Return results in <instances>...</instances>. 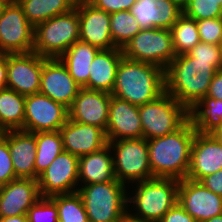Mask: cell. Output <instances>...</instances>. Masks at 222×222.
I'll return each instance as SVG.
<instances>
[{
	"label": "cell",
	"instance_id": "6da1fadb",
	"mask_svg": "<svg viewBox=\"0 0 222 222\" xmlns=\"http://www.w3.org/2000/svg\"><path fill=\"white\" fill-rule=\"evenodd\" d=\"M217 70L213 61L197 60L188 53L176 55L165 69V92L190 110L207 95Z\"/></svg>",
	"mask_w": 222,
	"mask_h": 222
},
{
	"label": "cell",
	"instance_id": "7a4b0ae2",
	"mask_svg": "<svg viewBox=\"0 0 222 222\" xmlns=\"http://www.w3.org/2000/svg\"><path fill=\"white\" fill-rule=\"evenodd\" d=\"M195 128L189 119L177 131L147 140L149 164L154 178H186L191 157Z\"/></svg>",
	"mask_w": 222,
	"mask_h": 222
},
{
	"label": "cell",
	"instance_id": "3957f363",
	"mask_svg": "<svg viewBox=\"0 0 222 222\" xmlns=\"http://www.w3.org/2000/svg\"><path fill=\"white\" fill-rule=\"evenodd\" d=\"M165 93V70L155 64L122 57L118 64L112 96L140 106Z\"/></svg>",
	"mask_w": 222,
	"mask_h": 222
},
{
	"label": "cell",
	"instance_id": "277c9868",
	"mask_svg": "<svg viewBox=\"0 0 222 222\" xmlns=\"http://www.w3.org/2000/svg\"><path fill=\"white\" fill-rule=\"evenodd\" d=\"M179 183V180L172 178H152L130 185L128 215L139 220L159 222L178 203Z\"/></svg>",
	"mask_w": 222,
	"mask_h": 222
},
{
	"label": "cell",
	"instance_id": "5b68a950",
	"mask_svg": "<svg viewBox=\"0 0 222 222\" xmlns=\"http://www.w3.org/2000/svg\"><path fill=\"white\" fill-rule=\"evenodd\" d=\"M89 222H123L128 214V187L119 181L79 185Z\"/></svg>",
	"mask_w": 222,
	"mask_h": 222
},
{
	"label": "cell",
	"instance_id": "8992f818",
	"mask_svg": "<svg viewBox=\"0 0 222 222\" xmlns=\"http://www.w3.org/2000/svg\"><path fill=\"white\" fill-rule=\"evenodd\" d=\"M79 41V16L76 8L38 24L34 31L33 51L41 57L59 58Z\"/></svg>",
	"mask_w": 222,
	"mask_h": 222
},
{
	"label": "cell",
	"instance_id": "52a82bcc",
	"mask_svg": "<svg viewBox=\"0 0 222 222\" xmlns=\"http://www.w3.org/2000/svg\"><path fill=\"white\" fill-rule=\"evenodd\" d=\"M146 140L171 134L181 128L189 119V110L167 92L156 100L138 106Z\"/></svg>",
	"mask_w": 222,
	"mask_h": 222
},
{
	"label": "cell",
	"instance_id": "ba28073f",
	"mask_svg": "<svg viewBox=\"0 0 222 222\" xmlns=\"http://www.w3.org/2000/svg\"><path fill=\"white\" fill-rule=\"evenodd\" d=\"M116 179L130 185L154 178L149 164V148L144 138L122 139L108 142Z\"/></svg>",
	"mask_w": 222,
	"mask_h": 222
},
{
	"label": "cell",
	"instance_id": "9c48e42d",
	"mask_svg": "<svg viewBox=\"0 0 222 222\" xmlns=\"http://www.w3.org/2000/svg\"><path fill=\"white\" fill-rule=\"evenodd\" d=\"M123 56L166 69L176 57L170 29H141L122 49Z\"/></svg>",
	"mask_w": 222,
	"mask_h": 222
},
{
	"label": "cell",
	"instance_id": "30bf717a",
	"mask_svg": "<svg viewBox=\"0 0 222 222\" xmlns=\"http://www.w3.org/2000/svg\"><path fill=\"white\" fill-rule=\"evenodd\" d=\"M34 31L35 28L26 19L22 8L15 0H10L0 15V52H32Z\"/></svg>",
	"mask_w": 222,
	"mask_h": 222
},
{
	"label": "cell",
	"instance_id": "8fae6325",
	"mask_svg": "<svg viewBox=\"0 0 222 222\" xmlns=\"http://www.w3.org/2000/svg\"><path fill=\"white\" fill-rule=\"evenodd\" d=\"M79 157L62 151L38 177L41 197L77 192Z\"/></svg>",
	"mask_w": 222,
	"mask_h": 222
},
{
	"label": "cell",
	"instance_id": "7c38bea8",
	"mask_svg": "<svg viewBox=\"0 0 222 222\" xmlns=\"http://www.w3.org/2000/svg\"><path fill=\"white\" fill-rule=\"evenodd\" d=\"M69 119L68 108L50 97L37 93L25 98L24 131H59Z\"/></svg>",
	"mask_w": 222,
	"mask_h": 222
},
{
	"label": "cell",
	"instance_id": "4fadbf2b",
	"mask_svg": "<svg viewBox=\"0 0 222 222\" xmlns=\"http://www.w3.org/2000/svg\"><path fill=\"white\" fill-rule=\"evenodd\" d=\"M43 57L34 51L7 54V88L28 96L39 93Z\"/></svg>",
	"mask_w": 222,
	"mask_h": 222
},
{
	"label": "cell",
	"instance_id": "5bb4252c",
	"mask_svg": "<svg viewBox=\"0 0 222 222\" xmlns=\"http://www.w3.org/2000/svg\"><path fill=\"white\" fill-rule=\"evenodd\" d=\"M178 204L197 222L222 214V196L207 189L200 181L180 180Z\"/></svg>",
	"mask_w": 222,
	"mask_h": 222
},
{
	"label": "cell",
	"instance_id": "9a60e30c",
	"mask_svg": "<svg viewBox=\"0 0 222 222\" xmlns=\"http://www.w3.org/2000/svg\"><path fill=\"white\" fill-rule=\"evenodd\" d=\"M80 88L59 58L43 57L40 94L50 97L69 109Z\"/></svg>",
	"mask_w": 222,
	"mask_h": 222
},
{
	"label": "cell",
	"instance_id": "2e32d148",
	"mask_svg": "<svg viewBox=\"0 0 222 222\" xmlns=\"http://www.w3.org/2000/svg\"><path fill=\"white\" fill-rule=\"evenodd\" d=\"M111 96V93L105 91L80 88L68 109L69 119L106 131Z\"/></svg>",
	"mask_w": 222,
	"mask_h": 222
},
{
	"label": "cell",
	"instance_id": "e0dca14e",
	"mask_svg": "<svg viewBox=\"0 0 222 222\" xmlns=\"http://www.w3.org/2000/svg\"><path fill=\"white\" fill-rule=\"evenodd\" d=\"M79 16V40L100 50L116 48L110 33V14L92 4L76 2Z\"/></svg>",
	"mask_w": 222,
	"mask_h": 222
},
{
	"label": "cell",
	"instance_id": "ac0fdd59",
	"mask_svg": "<svg viewBox=\"0 0 222 222\" xmlns=\"http://www.w3.org/2000/svg\"><path fill=\"white\" fill-rule=\"evenodd\" d=\"M41 198L38 181L17 178L0 186V218L26 215Z\"/></svg>",
	"mask_w": 222,
	"mask_h": 222
},
{
	"label": "cell",
	"instance_id": "d6986e66",
	"mask_svg": "<svg viewBox=\"0 0 222 222\" xmlns=\"http://www.w3.org/2000/svg\"><path fill=\"white\" fill-rule=\"evenodd\" d=\"M105 134L107 142L143 138L138 106L111 96Z\"/></svg>",
	"mask_w": 222,
	"mask_h": 222
},
{
	"label": "cell",
	"instance_id": "ffe728a7",
	"mask_svg": "<svg viewBox=\"0 0 222 222\" xmlns=\"http://www.w3.org/2000/svg\"><path fill=\"white\" fill-rule=\"evenodd\" d=\"M222 169V144L210 134L195 132L191 146L190 167L186 178L200 181Z\"/></svg>",
	"mask_w": 222,
	"mask_h": 222
},
{
	"label": "cell",
	"instance_id": "44dd1931",
	"mask_svg": "<svg viewBox=\"0 0 222 222\" xmlns=\"http://www.w3.org/2000/svg\"><path fill=\"white\" fill-rule=\"evenodd\" d=\"M59 132L62 137L63 150L78 157L96 152L108 144L102 128L70 119L60 128Z\"/></svg>",
	"mask_w": 222,
	"mask_h": 222
},
{
	"label": "cell",
	"instance_id": "7402d4cb",
	"mask_svg": "<svg viewBox=\"0 0 222 222\" xmlns=\"http://www.w3.org/2000/svg\"><path fill=\"white\" fill-rule=\"evenodd\" d=\"M141 29H170L183 14L174 0H136L129 9Z\"/></svg>",
	"mask_w": 222,
	"mask_h": 222
},
{
	"label": "cell",
	"instance_id": "603a6c76",
	"mask_svg": "<svg viewBox=\"0 0 222 222\" xmlns=\"http://www.w3.org/2000/svg\"><path fill=\"white\" fill-rule=\"evenodd\" d=\"M8 148L16 177L35 179V135L23 130H8Z\"/></svg>",
	"mask_w": 222,
	"mask_h": 222
},
{
	"label": "cell",
	"instance_id": "cb8c5ba5",
	"mask_svg": "<svg viewBox=\"0 0 222 222\" xmlns=\"http://www.w3.org/2000/svg\"><path fill=\"white\" fill-rule=\"evenodd\" d=\"M78 181L79 185L118 181L114 174L113 154L109 144L79 157Z\"/></svg>",
	"mask_w": 222,
	"mask_h": 222
},
{
	"label": "cell",
	"instance_id": "d4e9b609",
	"mask_svg": "<svg viewBox=\"0 0 222 222\" xmlns=\"http://www.w3.org/2000/svg\"><path fill=\"white\" fill-rule=\"evenodd\" d=\"M122 57L123 51L120 48L100 50L90 64L89 80L84 88L112 93Z\"/></svg>",
	"mask_w": 222,
	"mask_h": 222
},
{
	"label": "cell",
	"instance_id": "484cf974",
	"mask_svg": "<svg viewBox=\"0 0 222 222\" xmlns=\"http://www.w3.org/2000/svg\"><path fill=\"white\" fill-rule=\"evenodd\" d=\"M99 51V48L79 40L59 57L81 88H84L88 83L90 64Z\"/></svg>",
	"mask_w": 222,
	"mask_h": 222
},
{
	"label": "cell",
	"instance_id": "4316f807",
	"mask_svg": "<svg viewBox=\"0 0 222 222\" xmlns=\"http://www.w3.org/2000/svg\"><path fill=\"white\" fill-rule=\"evenodd\" d=\"M25 98L13 89H0V133L8 130L24 131Z\"/></svg>",
	"mask_w": 222,
	"mask_h": 222
},
{
	"label": "cell",
	"instance_id": "83f0119b",
	"mask_svg": "<svg viewBox=\"0 0 222 222\" xmlns=\"http://www.w3.org/2000/svg\"><path fill=\"white\" fill-rule=\"evenodd\" d=\"M22 8L28 22L38 24L75 8L76 0H15Z\"/></svg>",
	"mask_w": 222,
	"mask_h": 222
},
{
	"label": "cell",
	"instance_id": "f1b7e54d",
	"mask_svg": "<svg viewBox=\"0 0 222 222\" xmlns=\"http://www.w3.org/2000/svg\"><path fill=\"white\" fill-rule=\"evenodd\" d=\"M189 116L196 132L209 134L222 124V100L205 96L189 110Z\"/></svg>",
	"mask_w": 222,
	"mask_h": 222
},
{
	"label": "cell",
	"instance_id": "f546056e",
	"mask_svg": "<svg viewBox=\"0 0 222 222\" xmlns=\"http://www.w3.org/2000/svg\"><path fill=\"white\" fill-rule=\"evenodd\" d=\"M36 140L35 180L48 168L51 162L63 151L59 131L33 133Z\"/></svg>",
	"mask_w": 222,
	"mask_h": 222
},
{
	"label": "cell",
	"instance_id": "4dcf8cb0",
	"mask_svg": "<svg viewBox=\"0 0 222 222\" xmlns=\"http://www.w3.org/2000/svg\"><path fill=\"white\" fill-rule=\"evenodd\" d=\"M170 32L176 55L187 54L200 42L196 20L186 16L184 13L170 28Z\"/></svg>",
	"mask_w": 222,
	"mask_h": 222
},
{
	"label": "cell",
	"instance_id": "1f68e13d",
	"mask_svg": "<svg viewBox=\"0 0 222 222\" xmlns=\"http://www.w3.org/2000/svg\"><path fill=\"white\" fill-rule=\"evenodd\" d=\"M140 30V25L129 11L110 14V33L116 48L123 49Z\"/></svg>",
	"mask_w": 222,
	"mask_h": 222
},
{
	"label": "cell",
	"instance_id": "d6a6232c",
	"mask_svg": "<svg viewBox=\"0 0 222 222\" xmlns=\"http://www.w3.org/2000/svg\"><path fill=\"white\" fill-rule=\"evenodd\" d=\"M58 209L59 222H89L78 192L50 197Z\"/></svg>",
	"mask_w": 222,
	"mask_h": 222
},
{
	"label": "cell",
	"instance_id": "836d02e7",
	"mask_svg": "<svg viewBox=\"0 0 222 222\" xmlns=\"http://www.w3.org/2000/svg\"><path fill=\"white\" fill-rule=\"evenodd\" d=\"M183 13L196 21L222 17V0H188Z\"/></svg>",
	"mask_w": 222,
	"mask_h": 222
},
{
	"label": "cell",
	"instance_id": "e575fe53",
	"mask_svg": "<svg viewBox=\"0 0 222 222\" xmlns=\"http://www.w3.org/2000/svg\"><path fill=\"white\" fill-rule=\"evenodd\" d=\"M26 215L29 222H59L57 206L50 197H41Z\"/></svg>",
	"mask_w": 222,
	"mask_h": 222
},
{
	"label": "cell",
	"instance_id": "d590c367",
	"mask_svg": "<svg viewBox=\"0 0 222 222\" xmlns=\"http://www.w3.org/2000/svg\"><path fill=\"white\" fill-rule=\"evenodd\" d=\"M200 42L213 45L222 43V17L206 18L196 21Z\"/></svg>",
	"mask_w": 222,
	"mask_h": 222
},
{
	"label": "cell",
	"instance_id": "8d00e7d4",
	"mask_svg": "<svg viewBox=\"0 0 222 222\" xmlns=\"http://www.w3.org/2000/svg\"><path fill=\"white\" fill-rule=\"evenodd\" d=\"M17 179L8 148V131L0 133V186Z\"/></svg>",
	"mask_w": 222,
	"mask_h": 222
},
{
	"label": "cell",
	"instance_id": "74e56055",
	"mask_svg": "<svg viewBox=\"0 0 222 222\" xmlns=\"http://www.w3.org/2000/svg\"><path fill=\"white\" fill-rule=\"evenodd\" d=\"M188 54L203 61H213V65L218 69H222V53L220 45L199 42L195 45Z\"/></svg>",
	"mask_w": 222,
	"mask_h": 222
},
{
	"label": "cell",
	"instance_id": "f35d334b",
	"mask_svg": "<svg viewBox=\"0 0 222 222\" xmlns=\"http://www.w3.org/2000/svg\"><path fill=\"white\" fill-rule=\"evenodd\" d=\"M136 0H95L92 5L109 14L118 11H129Z\"/></svg>",
	"mask_w": 222,
	"mask_h": 222
},
{
	"label": "cell",
	"instance_id": "ab89813d",
	"mask_svg": "<svg viewBox=\"0 0 222 222\" xmlns=\"http://www.w3.org/2000/svg\"><path fill=\"white\" fill-rule=\"evenodd\" d=\"M159 222H197L178 203Z\"/></svg>",
	"mask_w": 222,
	"mask_h": 222
},
{
	"label": "cell",
	"instance_id": "60d3db41",
	"mask_svg": "<svg viewBox=\"0 0 222 222\" xmlns=\"http://www.w3.org/2000/svg\"><path fill=\"white\" fill-rule=\"evenodd\" d=\"M200 182L213 193L222 196V169L202 178Z\"/></svg>",
	"mask_w": 222,
	"mask_h": 222
},
{
	"label": "cell",
	"instance_id": "b9f144b4",
	"mask_svg": "<svg viewBox=\"0 0 222 222\" xmlns=\"http://www.w3.org/2000/svg\"><path fill=\"white\" fill-rule=\"evenodd\" d=\"M206 96L222 100V69L214 74Z\"/></svg>",
	"mask_w": 222,
	"mask_h": 222
},
{
	"label": "cell",
	"instance_id": "7bdbcfd3",
	"mask_svg": "<svg viewBox=\"0 0 222 222\" xmlns=\"http://www.w3.org/2000/svg\"><path fill=\"white\" fill-rule=\"evenodd\" d=\"M7 85V53L0 52V89Z\"/></svg>",
	"mask_w": 222,
	"mask_h": 222
},
{
	"label": "cell",
	"instance_id": "ee69618b",
	"mask_svg": "<svg viewBox=\"0 0 222 222\" xmlns=\"http://www.w3.org/2000/svg\"><path fill=\"white\" fill-rule=\"evenodd\" d=\"M0 222H29L27 215L0 218Z\"/></svg>",
	"mask_w": 222,
	"mask_h": 222
},
{
	"label": "cell",
	"instance_id": "f6af8a7d",
	"mask_svg": "<svg viewBox=\"0 0 222 222\" xmlns=\"http://www.w3.org/2000/svg\"><path fill=\"white\" fill-rule=\"evenodd\" d=\"M217 142L222 144V124L209 133Z\"/></svg>",
	"mask_w": 222,
	"mask_h": 222
},
{
	"label": "cell",
	"instance_id": "bcb514c9",
	"mask_svg": "<svg viewBox=\"0 0 222 222\" xmlns=\"http://www.w3.org/2000/svg\"><path fill=\"white\" fill-rule=\"evenodd\" d=\"M123 222H155V221L139 220V219H135L127 214L126 217L124 218Z\"/></svg>",
	"mask_w": 222,
	"mask_h": 222
},
{
	"label": "cell",
	"instance_id": "7dc6e473",
	"mask_svg": "<svg viewBox=\"0 0 222 222\" xmlns=\"http://www.w3.org/2000/svg\"><path fill=\"white\" fill-rule=\"evenodd\" d=\"M205 222H222V214L212 217Z\"/></svg>",
	"mask_w": 222,
	"mask_h": 222
},
{
	"label": "cell",
	"instance_id": "c3c4849f",
	"mask_svg": "<svg viewBox=\"0 0 222 222\" xmlns=\"http://www.w3.org/2000/svg\"><path fill=\"white\" fill-rule=\"evenodd\" d=\"M10 0H0V15L3 11V8L7 5Z\"/></svg>",
	"mask_w": 222,
	"mask_h": 222
},
{
	"label": "cell",
	"instance_id": "681fc988",
	"mask_svg": "<svg viewBox=\"0 0 222 222\" xmlns=\"http://www.w3.org/2000/svg\"><path fill=\"white\" fill-rule=\"evenodd\" d=\"M178 3L182 8L188 3V0H174Z\"/></svg>",
	"mask_w": 222,
	"mask_h": 222
},
{
	"label": "cell",
	"instance_id": "f907efd6",
	"mask_svg": "<svg viewBox=\"0 0 222 222\" xmlns=\"http://www.w3.org/2000/svg\"><path fill=\"white\" fill-rule=\"evenodd\" d=\"M95 0H76V2L92 4Z\"/></svg>",
	"mask_w": 222,
	"mask_h": 222
}]
</instances>
